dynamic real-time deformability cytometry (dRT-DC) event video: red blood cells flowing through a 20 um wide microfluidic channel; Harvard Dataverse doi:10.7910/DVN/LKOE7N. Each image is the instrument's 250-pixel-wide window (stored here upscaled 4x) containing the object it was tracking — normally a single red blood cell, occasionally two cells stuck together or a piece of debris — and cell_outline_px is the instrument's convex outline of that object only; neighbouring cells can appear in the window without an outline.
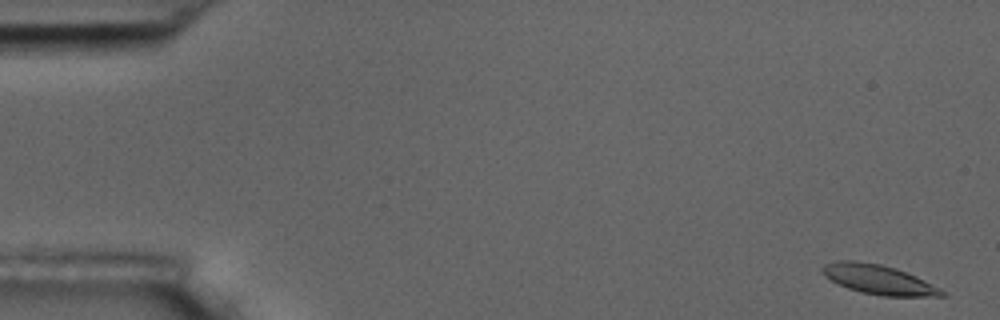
{"species": "common noctule bat (a hibernating species)", "species_latin": "Nyctalus noctula", "temperature_condition": "room temperature", "stored_images_in_passage": 6, "camera_frame_rate_fps": 3000, "um_per_image_px": 0.085, "animal": {"sex": "male", "body_mass_g": 17.5, "forearm_length_mm": 52.3}, "frame": {"image": 1, "passage_image": 1, "time_ms": 0.0, "image_size_px": [1000, 320], "cell_outline_px": [[948, 296], [884, 296], [860, 292], [848, 288], [824, 276], [820, 268], [824, 264], [836, 260], [856, 260], [880, 264], [896, 268], [916, 276], [948, 292]], "centroid_in_image_um": [74.69, 23.75], "position_along_channel_um": 10.3, "area_um2": 20.63}}